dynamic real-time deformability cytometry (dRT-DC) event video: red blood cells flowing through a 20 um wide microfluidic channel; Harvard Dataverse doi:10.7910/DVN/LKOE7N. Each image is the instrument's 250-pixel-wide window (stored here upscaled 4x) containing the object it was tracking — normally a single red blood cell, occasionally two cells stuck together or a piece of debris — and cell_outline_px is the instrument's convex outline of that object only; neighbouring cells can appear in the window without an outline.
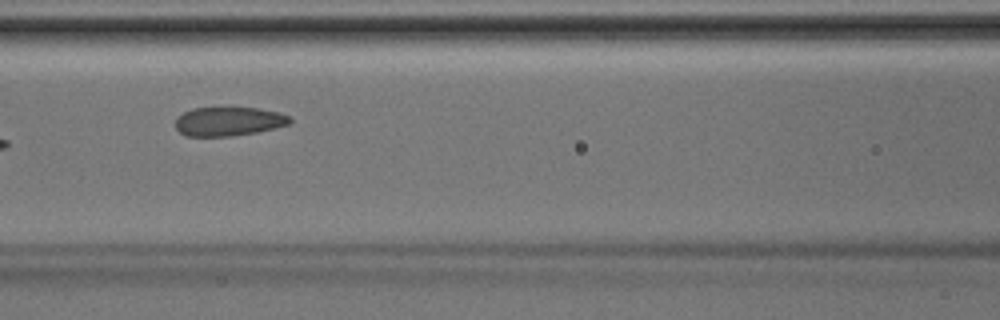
{"species": "Egyptian fruit bat (a non-hibernating species)", "species_latin": "Rousettus aegyptiacus", "temperature_condition": "room temperature", "stored_images_in_passage": 7, "camera_frame_rate_fps": 3000, "um_per_image_px": 0.085, "animal": {"sex": "male"}, "frame": {"image": 1, "passage_image": 7, "time_ms": 2.0, "image_size_px": [1000, 320], "cell_outline_px": [[292, 120], [288, 124], [256, 132], [232, 136], [184, 136], [176, 128], [176, 116], [192, 108], [260, 108], [280, 112], [292, 116]], "centroid_in_image_um": [19.43, 10.31], "position_along_channel_um": 147.2, "area_um2": 19.36}}